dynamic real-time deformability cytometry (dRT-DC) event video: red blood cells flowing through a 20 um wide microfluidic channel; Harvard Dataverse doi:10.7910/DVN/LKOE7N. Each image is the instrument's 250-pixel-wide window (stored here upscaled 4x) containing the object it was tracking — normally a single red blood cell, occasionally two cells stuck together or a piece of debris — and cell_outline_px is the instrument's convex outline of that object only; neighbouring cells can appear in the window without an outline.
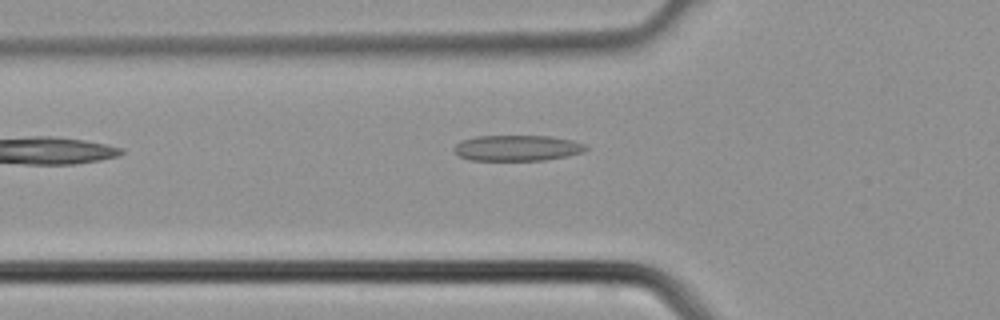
{"species": "common noctule bat (a hibernating species)", "species_latin": "Nyctalus noctula", "temperature_condition": "cold", "stored_images_in_passage": 3, "camera_frame_rate_fps": 3000, "um_per_image_px": 0.085, "animal": {"sex": "male", "body_mass_g": 21.5, "forearm_length_mm": 52.0}, "frame": {"image": 1, "passage_image": 3, "time_ms": 0.667, "image_size_px": [1000, 320], "cell_outline_px": [[588, 148], [584, 152], [568, 156], [544, 160], [468, 160], [460, 156], [452, 148], [460, 140], [476, 136], [552, 136], [572, 140], [588, 144]], "centroid_in_image_um": [43.99, 12.57], "position_along_channel_um": 81.8, "area_um2": 20.0}}